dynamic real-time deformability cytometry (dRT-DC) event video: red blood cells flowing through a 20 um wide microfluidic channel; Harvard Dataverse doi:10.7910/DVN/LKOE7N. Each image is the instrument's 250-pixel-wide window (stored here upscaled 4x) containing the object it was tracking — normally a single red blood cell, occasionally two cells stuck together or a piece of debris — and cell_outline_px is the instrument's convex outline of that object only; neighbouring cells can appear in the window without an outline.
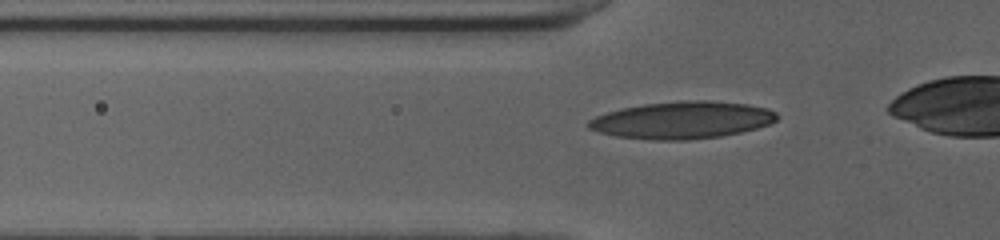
{"species": "human", "species_latin": "Homo sapiens", "temperature_condition": "cold", "stored_images_in_passage": 29, "camera_frame_rate_fps": 3000, "um_per_image_px": 0.085, "donor": {"sex": "female"}, "frame": {"image": 1, "passage_image": 4, "time_ms": 1.0, "image_size_px": [1000, 240], "cell_outline_px": [[780, 116], [776, 120], [768, 124], [756, 128], [740, 132], [720, 136], [688, 140], [652, 140], [616, 136], [600, 132], [588, 128], [584, 124], [588, 120], [596, 116], [608, 112], [624, 108], [644, 104], [680, 100], [708, 100], [748, 104], [768, 108], [776, 112]], "centroid_in_image_um": [57.99, 10.2], "position_along_channel_um": 67.8, "area_um2": 40.92}}
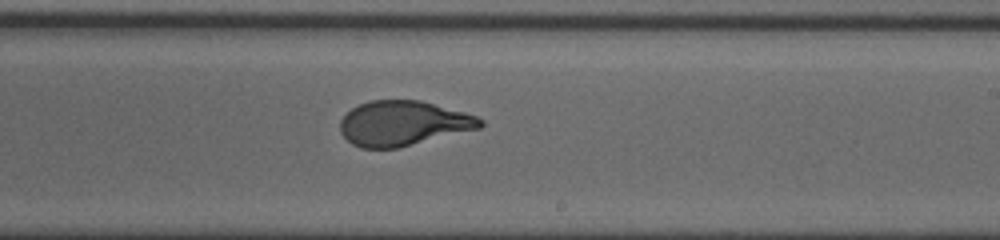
{"frame": {"image": 2, "passage_image": 18, "time_ms": 5.667, "image_size_px": [1000, 240], "cell_outline_px": [[484, 124], [480, 128], [400, 148], [360, 148], [352, 144], [340, 132], [340, 120], [352, 108], [360, 104], [372, 100], [420, 100], [464, 112], [476, 116], [484, 120]], "centroid_in_image_um": [34.27, 10.49], "position_along_channel_um": 254.7, "area_um2": 36.65}}
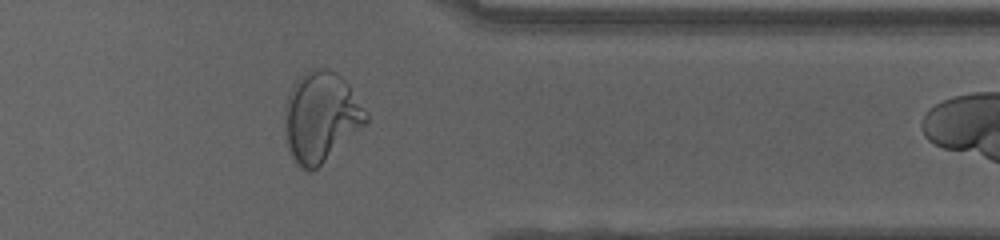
{"frame": {"image": 3, "passage_image": 28, "time_ms": 9.0, "image_size_px": [1000, 240], "cell_outline_px": [[368, 120], [364, 124], [312, 172], [308, 172], [300, 168], [296, 164], [284, 140], [284, 104], [296, 80], [304, 72], [316, 68], [324, 68], [336, 72], [348, 84], [368, 112]], "centroid_in_image_um": [27.23, 9.94], "position_along_channel_um": 384.2, "area_um2": 42.54}}